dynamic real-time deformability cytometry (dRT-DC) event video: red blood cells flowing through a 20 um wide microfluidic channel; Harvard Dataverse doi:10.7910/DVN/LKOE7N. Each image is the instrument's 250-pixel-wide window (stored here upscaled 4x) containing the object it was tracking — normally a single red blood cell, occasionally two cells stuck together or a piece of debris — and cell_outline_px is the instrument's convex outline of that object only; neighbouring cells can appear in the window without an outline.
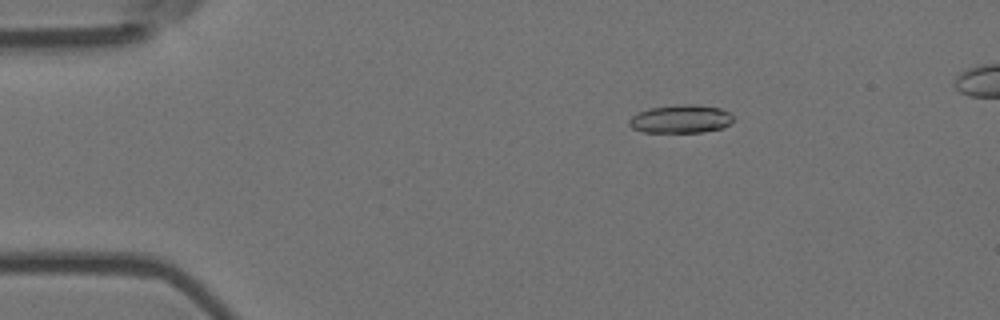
{"species": "Egyptian fruit bat (a non-hibernating species)", "species_latin": "Rousettus aegyptiacus", "temperature_condition": "room temperature", "stored_images_in_passage": 6, "camera_frame_rate_fps": 3000, "um_per_image_px": 0.085, "animal": {"sex": "female"}, "frame": {"image": 1, "passage_image": 6, "time_ms": 1.667, "image_size_px": [1000, 320], "cell_outline_px": [[732, 120], [724, 128], [704, 132], [644, 132], [632, 128], [628, 124], [628, 120], [636, 112], [648, 108], [676, 104], [692, 104], [720, 108], [728, 112], [732, 116]], "centroid_in_image_um": [57.82, 10.11], "position_along_channel_um": 27.2, "area_um2": 17.28}}